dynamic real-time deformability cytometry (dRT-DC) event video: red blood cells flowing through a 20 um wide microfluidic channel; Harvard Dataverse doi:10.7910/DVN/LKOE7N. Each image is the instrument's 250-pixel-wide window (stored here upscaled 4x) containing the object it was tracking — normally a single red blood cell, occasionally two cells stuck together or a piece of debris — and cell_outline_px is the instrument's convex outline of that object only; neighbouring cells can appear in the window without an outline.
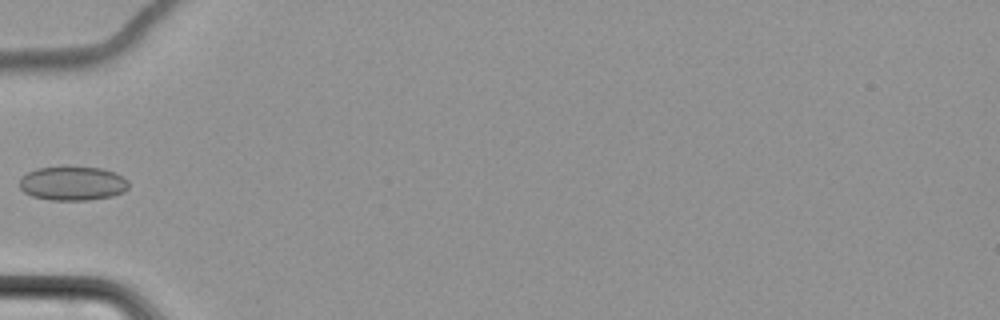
{"species": "common noctule bat (a hibernating species)", "species_latin": "Nyctalus noctula", "temperature_condition": "cold", "stored_images_in_passage": 7, "camera_frame_rate_fps": 3000, "um_per_image_px": 0.085, "animal": {"sex": "female", "body_mass_g": 22.7, "forearm_length_mm": 54.2}, "frame": {"image": 1, "passage_image": 5, "time_ms": 5.0, "image_size_px": [1000, 320], "cell_outline_px": [[128, 188], [124, 192], [112, 196], [88, 200], [52, 200], [32, 196], [24, 192], [20, 188], [20, 180], [28, 172], [36, 168], [60, 164], [68, 164], [100, 168], [116, 172], [128, 180]], "centroid_in_image_um": [6.18, 15.54], "position_along_channel_um": 78.8, "area_um2": 22.43}}
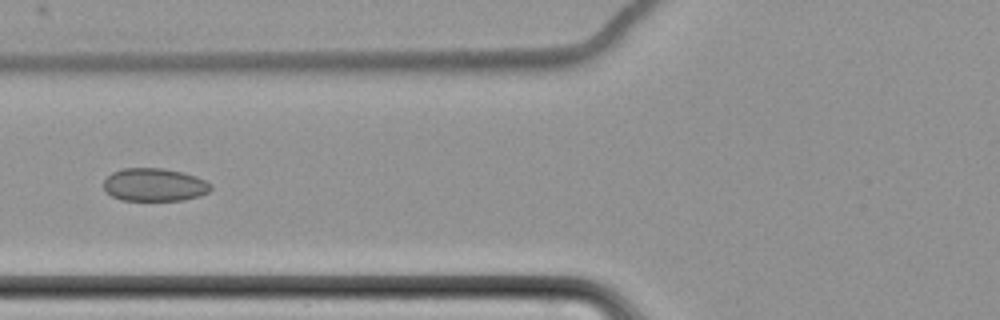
{"frame": {"image": 2, "passage_image": 6, "time_ms": 6.0, "image_size_px": [1000, 320], "cell_outline_px": [[212, 188], [208, 192], [200, 196], [184, 200], [120, 200], [112, 196], [104, 188], [104, 180], [112, 172], [124, 168], [164, 168], [184, 172], [196, 176], [212, 184]], "centroid_in_image_um": [13.15, 15.7], "position_along_channel_um": 112.6, "area_um2": 20.69}}
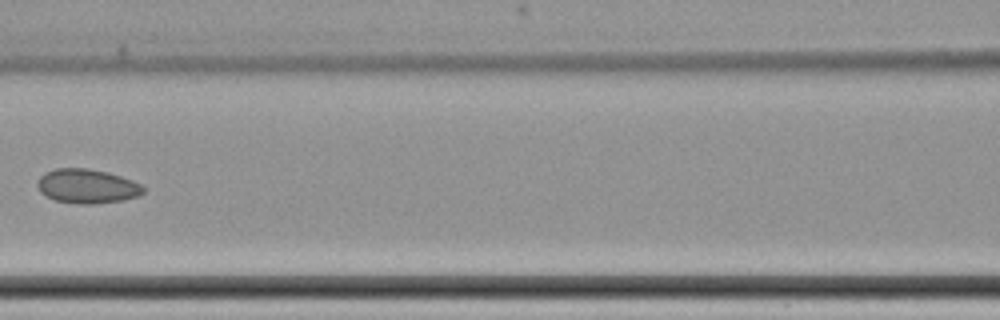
{"frame": {"image": 3, "passage_image": 7, "time_ms": 7.333, "image_size_px": [1000, 320], "cell_outline_px": [[144, 192], [140, 196], [120, 200], [96, 204], [80, 204], [56, 200], [40, 192], [36, 184], [36, 180], [44, 172], [56, 168], [88, 168], [108, 172], [132, 180], [140, 184], [144, 188]], "centroid_in_image_um": [7.38, 15.81], "position_along_channel_um": 159.2, "area_um2": 21.21}}